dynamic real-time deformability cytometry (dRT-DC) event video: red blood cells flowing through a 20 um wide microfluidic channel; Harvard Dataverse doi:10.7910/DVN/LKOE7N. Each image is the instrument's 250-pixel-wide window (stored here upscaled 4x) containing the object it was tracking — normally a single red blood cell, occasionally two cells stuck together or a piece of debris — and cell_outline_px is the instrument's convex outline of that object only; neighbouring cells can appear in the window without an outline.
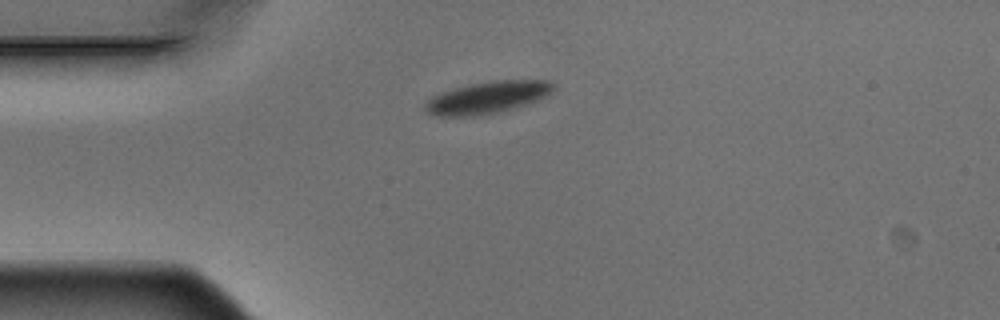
{"species": "Egyptian fruit bat (a non-hibernating species)", "species_latin": "Rousettus aegyptiacus", "temperature_condition": "warm", "stored_images_in_passage": 5, "camera_frame_rate_fps": 3000, "um_per_image_px": 0.085, "animal": {"sex": "male"}, "frame": {"image": 1, "passage_image": 5, "time_ms": 1.333, "image_size_px": [1000, 320], "cell_outline_px": [[552, 88], [544, 96], [536, 100], [512, 108], [480, 116], [436, 116], [424, 112], [424, 104], [432, 96], [440, 92], [468, 84], [492, 80], [548, 80], [552, 84]], "centroid_in_image_um": [41.31, 8.29], "position_along_channel_um": 43.7, "area_um2": 23.7}}